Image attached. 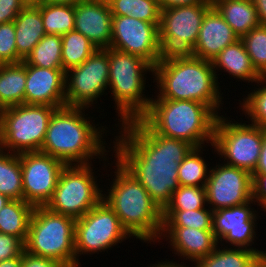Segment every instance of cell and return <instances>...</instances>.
Returning <instances> with one entry per match:
<instances>
[{"label":"cell","mask_w":266,"mask_h":267,"mask_svg":"<svg viewBox=\"0 0 266 267\" xmlns=\"http://www.w3.org/2000/svg\"><path fill=\"white\" fill-rule=\"evenodd\" d=\"M212 66L219 86L220 83L218 75H221V73L217 74L219 71L228 73L229 77L232 75L233 78H236L237 80L240 79L238 81L242 80L248 83H256L262 78V76L253 67L251 59L241 39L231 45H228L224 50H222L213 59Z\"/></svg>","instance_id":"obj_22"},{"label":"cell","mask_w":266,"mask_h":267,"mask_svg":"<svg viewBox=\"0 0 266 267\" xmlns=\"http://www.w3.org/2000/svg\"><path fill=\"white\" fill-rule=\"evenodd\" d=\"M205 206H208L205 187L180 185L163 210H198Z\"/></svg>","instance_id":"obj_36"},{"label":"cell","mask_w":266,"mask_h":267,"mask_svg":"<svg viewBox=\"0 0 266 267\" xmlns=\"http://www.w3.org/2000/svg\"><path fill=\"white\" fill-rule=\"evenodd\" d=\"M27 5L29 4H38L39 2H42L43 0H24Z\"/></svg>","instance_id":"obj_51"},{"label":"cell","mask_w":266,"mask_h":267,"mask_svg":"<svg viewBox=\"0 0 266 267\" xmlns=\"http://www.w3.org/2000/svg\"><path fill=\"white\" fill-rule=\"evenodd\" d=\"M58 261L52 258H46L31 254L25 249L22 253V267H61Z\"/></svg>","instance_id":"obj_42"},{"label":"cell","mask_w":266,"mask_h":267,"mask_svg":"<svg viewBox=\"0 0 266 267\" xmlns=\"http://www.w3.org/2000/svg\"><path fill=\"white\" fill-rule=\"evenodd\" d=\"M34 206L19 199H10L0 210V233L18 237L24 244Z\"/></svg>","instance_id":"obj_26"},{"label":"cell","mask_w":266,"mask_h":267,"mask_svg":"<svg viewBox=\"0 0 266 267\" xmlns=\"http://www.w3.org/2000/svg\"><path fill=\"white\" fill-rule=\"evenodd\" d=\"M56 109L23 103L0 110L1 150L14 154L40 151Z\"/></svg>","instance_id":"obj_8"},{"label":"cell","mask_w":266,"mask_h":267,"mask_svg":"<svg viewBox=\"0 0 266 267\" xmlns=\"http://www.w3.org/2000/svg\"><path fill=\"white\" fill-rule=\"evenodd\" d=\"M10 199L3 195V194H0V210L4 207V205L9 201Z\"/></svg>","instance_id":"obj_50"},{"label":"cell","mask_w":266,"mask_h":267,"mask_svg":"<svg viewBox=\"0 0 266 267\" xmlns=\"http://www.w3.org/2000/svg\"><path fill=\"white\" fill-rule=\"evenodd\" d=\"M205 188L207 205L212 211L242 205L253 199L252 174L224 163L211 166Z\"/></svg>","instance_id":"obj_16"},{"label":"cell","mask_w":266,"mask_h":267,"mask_svg":"<svg viewBox=\"0 0 266 267\" xmlns=\"http://www.w3.org/2000/svg\"><path fill=\"white\" fill-rule=\"evenodd\" d=\"M25 244L16 236L0 233V262L20 256Z\"/></svg>","instance_id":"obj_39"},{"label":"cell","mask_w":266,"mask_h":267,"mask_svg":"<svg viewBox=\"0 0 266 267\" xmlns=\"http://www.w3.org/2000/svg\"><path fill=\"white\" fill-rule=\"evenodd\" d=\"M112 17L108 3L81 0L75 4L74 30L87 37L98 49L109 48Z\"/></svg>","instance_id":"obj_19"},{"label":"cell","mask_w":266,"mask_h":267,"mask_svg":"<svg viewBox=\"0 0 266 267\" xmlns=\"http://www.w3.org/2000/svg\"><path fill=\"white\" fill-rule=\"evenodd\" d=\"M23 62L39 68L63 69L61 35L46 34Z\"/></svg>","instance_id":"obj_30"},{"label":"cell","mask_w":266,"mask_h":267,"mask_svg":"<svg viewBox=\"0 0 266 267\" xmlns=\"http://www.w3.org/2000/svg\"><path fill=\"white\" fill-rule=\"evenodd\" d=\"M114 163V178L108 192L104 191L103 200L131 237L150 244L159 242L163 231L162 210L132 174L117 160Z\"/></svg>","instance_id":"obj_4"},{"label":"cell","mask_w":266,"mask_h":267,"mask_svg":"<svg viewBox=\"0 0 266 267\" xmlns=\"http://www.w3.org/2000/svg\"><path fill=\"white\" fill-rule=\"evenodd\" d=\"M120 127L112 144L115 159L147 190L163 210L180 186L178 166L194 148L189 142L156 134L142 119Z\"/></svg>","instance_id":"obj_1"},{"label":"cell","mask_w":266,"mask_h":267,"mask_svg":"<svg viewBox=\"0 0 266 267\" xmlns=\"http://www.w3.org/2000/svg\"><path fill=\"white\" fill-rule=\"evenodd\" d=\"M86 109L89 110L75 106L57 108L47 126L40 152L56 157L66 165L91 164L97 157L99 161L109 162V150L105 149L107 143L103 139L108 135V127L94 124L95 120L84 112Z\"/></svg>","instance_id":"obj_2"},{"label":"cell","mask_w":266,"mask_h":267,"mask_svg":"<svg viewBox=\"0 0 266 267\" xmlns=\"http://www.w3.org/2000/svg\"><path fill=\"white\" fill-rule=\"evenodd\" d=\"M212 3H196L160 10L159 41L163 56L190 53Z\"/></svg>","instance_id":"obj_12"},{"label":"cell","mask_w":266,"mask_h":267,"mask_svg":"<svg viewBox=\"0 0 266 267\" xmlns=\"http://www.w3.org/2000/svg\"><path fill=\"white\" fill-rule=\"evenodd\" d=\"M131 236L123 228L119 217L102 200L75 223V253L76 263L79 257L110 250L117 243L130 239ZM113 246V247H112ZM108 249V250H107ZM79 260V261H78Z\"/></svg>","instance_id":"obj_11"},{"label":"cell","mask_w":266,"mask_h":267,"mask_svg":"<svg viewBox=\"0 0 266 267\" xmlns=\"http://www.w3.org/2000/svg\"><path fill=\"white\" fill-rule=\"evenodd\" d=\"M76 219L37 206L32 213L25 250L52 258L62 265L76 264Z\"/></svg>","instance_id":"obj_7"},{"label":"cell","mask_w":266,"mask_h":267,"mask_svg":"<svg viewBox=\"0 0 266 267\" xmlns=\"http://www.w3.org/2000/svg\"><path fill=\"white\" fill-rule=\"evenodd\" d=\"M256 83L259 88L254 87L255 90L247 92V96L242 98L243 102H239V110L244 111L249 122L266 130V77Z\"/></svg>","instance_id":"obj_35"},{"label":"cell","mask_w":266,"mask_h":267,"mask_svg":"<svg viewBox=\"0 0 266 267\" xmlns=\"http://www.w3.org/2000/svg\"><path fill=\"white\" fill-rule=\"evenodd\" d=\"M209 206L198 210H162L163 226H182L212 230L213 211Z\"/></svg>","instance_id":"obj_34"},{"label":"cell","mask_w":266,"mask_h":267,"mask_svg":"<svg viewBox=\"0 0 266 267\" xmlns=\"http://www.w3.org/2000/svg\"><path fill=\"white\" fill-rule=\"evenodd\" d=\"M181 263H183V264H181ZM181 263L175 262L173 260L169 261V260L165 259V261H162V260H161V262L158 261L157 263L151 264L148 267H189L190 266V265L186 266V263H184V262H181Z\"/></svg>","instance_id":"obj_46"},{"label":"cell","mask_w":266,"mask_h":267,"mask_svg":"<svg viewBox=\"0 0 266 267\" xmlns=\"http://www.w3.org/2000/svg\"><path fill=\"white\" fill-rule=\"evenodd\" d=\"M252 174H266V130L263 136L262 148L259 155L258 163Z\"/></svg>","instance_id":"obj_44"},{"label":"cell","mask_w":266,"mask_h":267,"mask_svg":"<svg viewBox=\"0 0 266 267\" xmlns=\"http://www.w3.org/2000/svg\"><path fill=\"white\" fill-rule=\"evenodd\" d=\"M113 16L137 18L145 22H160L158 0H109Z\"/></svg>","instance_id":"obj_33"},{"label":"cell","mask_w":266,"mask_h":267,"mask_svg":"<svg viewBox=\"0 0 266 267\" xmlns=\"http://www.w3.org/2000/svg\"><path fill=\"white\" fill-rule=\"evenodd\" d=\"M15 41L18 55L24 60L46 35L40 9L27 5L14 20Z\"/></svg>","instance_id":"obj_23"},{"label":"cell","mask_w":266,"mask_h":267,"mask_svg":"<svg viewBox=\"0 0 266 267\" xmlns=\"http://www.w3.org/2000/svg\"><path fill=\"white\" fill-rule=\"evenodd\" d=\"M229 247H220L218 244L213 252L191 267H254L259 253L246 248Z\"/></svg>","instance_id":"obj_27"},{"label":"cell","mask_w":266,"mask_h":267,"mask_svg":"<svg viewBox=\"0 0 266 267\" xmlns=\"http://www.w3.org/2000/svg\"><path fill=\"white\" fill-rule=\"evenodd\" d=\"M166 238L175 255L194 262L213 252L219 244L212 230H200L182 226H163L160 240Z\"/></svg>","instance_id":"obj_20"},{"label":"cell","mask_w":266,"mask_h":267,"mask_svg":"<svg viewBox=\"0 0 266 267\" xmlns=\"http://www.w3.org/2000/svg\"><path fill=\"white\" fill-rule=\"evenodd\" d=\"M159 24L160 22H145L132 17L113 16L110 47L141 57L154 67L163 58Z\"/></svg>","instance_id":"obj_14"},{"label":"cell","mask_w":266,"mask_h":267,"mask_svg":"<svg viewBox=\"0 0 266 267\" xmlns=\"http://www.w3.org/2000/svg\"><path fill=\"white\" fill-rule=\"evenodd\" d=\"M84 1H94V2H104V3L109 2V0H84Z\"/></svg>","instance_id":"obj_53"},{"label":"cell","mask_w":266,"mask_h":267,"mask_svg":"<svg viewBox=\"0 0 266 267\" xmlns=\"http://www.w3.org/2000/svg\"><path fill=\"white\" fill-rule=\"evenodd\" d=\"M237 40L239 38L233 29L212 7L203 18L197 42L189 54L212 62L222 50Z\"/></svg>","instance_id":"obj_21"},{"label":"cell","mask_w":266,"mask_h":267,"mask_svg":"<svg viewBox=\"0 0 266 267\" xmlns=\"http://www.w3.org/2000/svg\"><path fill=\"white\" fill-rule=\"evenodd\" d=\"M23 200L34 207L46 206L53 196L65 163L43 152L19 154Z\"/></svg>","instance_id":"obj_15"},{"label":"cell","mask_w":266,"mask_h":267,"mask_svg":"<svg viewBox=\"0 0 266 267\" xmlns=\"http://www.w3.org/2000/svg\"><path fill=\"white\" fill-rule=\"evenodd\" d=\"M253 200L256 205L266 207V174H252Z\"/></svg>","instance_id":"obj_41"},{"label":"cell","mask_w":266,"mask_h":267,"mask_svg":"<svg viewBox=\"0 0 266 267\" xmlns=\"http://www.w3.org/2000/svg\"><path fill=\"white\" fill-rule=\"evenodd\" d=\"M26 6L24 0H0V24L14 21Z\"/></svg>","instance_id":"obj_40"},{"label":"cell","mask_w":266,"mask_h":267,"mask_svg":"<svg viewBox=\"0 0 266 267\" xmlns=\"http://www.w3.org/2000/svg\"><path fill=\"white\" fill-rule=\"evenodd\" d=\"M65 77L63 69L39 68L26 64L24 104L66 106Z\"/></svg>","instance_id":"obj_18"},{"label":"cell","mask_w":266,"mask_h":267,"mask_svg":"<svg viewBox=\"0 0 266 267\" xmlns=\"http://www.w3.org/2000/svg\"><path fill=\"white\" fill-rule=\"evenodd\" d=\"M241 40L253 67L262 77H266V26L251 29Z\"/></svg>","instance_id":"obj_37"},{"label":"cell","mask_w":266,"mask_h":267,"mask_svg":"<svg viewBox=\"0 0 266 267\" xmlns=\"http://www.w3.org/2000/svg\"><path fill=\"white\" fill-rule=\"evenodd\" d=\"M212 5L239 39L260 25L252 0H213Z\"/></svg>","instance_id":"obj_24"},{"label":"cell","mask_w":266,"mask_h":267,"mask_svg":"<svg viewBox=\"0 0 266 267\" xmlns=\"http://www.w3.org/2000/svg\"><path fill=\"white\" fill-rule=\"evenodd\" d=\"M252 3L256 8L259 24L266 26V0H252Z\"/></svg>","instance_id":"obj_45"},{"label":"cell","mask_w":266,"mask_h":267,"mask_svg":"<svg viewBox=\"0 0 266 267\" xmlns=\"http://www.w3.org/2000/svg\"><path fill=\"white\" fill-rule=\"evenodd\" d=\"M26 64H0V110L24 103Z\"/></svg>","instance_id":"obj_25"},{"label":"cell","mask_w":266,"mask_h":267,"mask_svg":"<svg viewBox=\"0 0 266 267\" xmlns=\"http://www.w3.org/2000/svg\"><path fill=\"white\" fill-rule=\"evenodd\" d=\"M35 5L40 9L46 34L63 35L74 30L75 5L46 1Z\"/></svg>","instance_id":"obj_28"},{"label":"cell","mask_w":266,"mask_h":267,"mask_svg":"<svg viewBox=\"0 0 266 267\" xmlns=\"http://www.w3.org/2000/svg\"><path fill=\"white\" fill-rule=\"evenodd\" d=\"M22 61L17 53L14 21L0 24V64H17Z\"/></svg>","instance_id":"obj_38"},{"label":"cell","mask_w":266,"mask_h":267,"mask_svg":"<svg viewBox=\"0 0 266 267\" xmlns=\"http://www.w3.org/2000/svg\"><path fill=\"white\" fill-rule=\"evenodd\" d=\"M109 54V88L115 102L118 124L141 119L149 110L152 97L145 95L146 75L154 67L141 57L111 47ZM122 122V123H121Z\"/></svg>","instance_id":"obj_6"},{"label":"cell","mask_w":266,"mask_h":267,"mask_svg":"<svg viewBox=\"0 0 266 267\" xmlns=\"http://www.w3.org/2000/svg\"><path fill=\"white\" fill-rule=\"evenodd\" d=\"M109 86V54L106 49H96L81 65L66 71V106L86 107L98 103ZM101 96V97H100Z\"/></svg>","instance_id":"obj_13"},{"label":"cell","mask_w":266,"mask_h":267,"mask_svg":"<svg viewBox=\"0 0 266 267\" xmlns=\"http://www.w3.org/2000/svg\"><path fill=\"white\" fill-rule=\"evenodd\" d=\"M218 116L201 102L152 99L148 112L141 119L158 135L202 147L205 143L213 144Z\"/></svg>","instance_id":"obj_5"},{"label":"cell","mask_w":266,"mask_h":267,"mask_svg":"<svg viewBox=\"0 0 266 267\" xmlns=\"http://www.w3.org/2000/svg\"><path fill=\"white\" fill-rule=\"evenodd\" d=\"M251 203L254 206L256 204L252 199L242 205L213 211L212 231L217 242L221 243L220 246L228 243L230 246L246 248L262 255L266 253L265 250L252 247L258 235L255 228H258L256 219L259 215Z\"/></svg>","instance_id":"obj_17"},{"label":"cell","mask_w":266,"mask_h":267,"mask_svg":"<svg viewBox=\"0 0 266 267\" xmlns=\"http://www.w3.org/2000/svg\"><path fill=\"white\" fill-rule=\"evenodd\" d=\"M0 194L23 200L22 169L19 154L0 150Z\"/></svg>","instance_id":"obj_29"},{"label":"cell","mask_w":266,"mask_h":267,"mask_svg":"<svg viewBox=\"0 0 266 267\" xmlns=\"http://www.w3.org/2000/svg\"><path fill=\"white\" fill-rule=\"evenodd\" d=\"M82 266L81 263L71 264V265H62L61 267H80Z\"/></svg>","instance_id":"obj_52"},{"label":"cell","mask_w":266,"mask_h":267,"mask_svg":"<svg viewBox=\"0 0 266 267\" xmlns=\"http://www.w3.org/2000/svg\"><path fill=\"white\" fill-rule=\"evenodd\" d=\"M254 267H266V253L259 255V257L256 259Z\"/></svg>","instance_id":"obj_49"},{"label":"cell","mask_w":266,"mask_h":267,"mask_svg":"<svg viewBox=\"0 0 266 267\" xmlns=\"http://www.w3.org/2000/svg\"><path fill=\"white\" fill-rule=\"evenodd\" d=\"M0 267H22V254L0 262Z\"/></svg>","instance_id":"obj_47"},{"label":"cell","mask_w":266,"mask_h":267,"mask_svg":"<svg viewBox=\"0 0 266 267\" xmlns=\"http://www.w3.org/2000/svg\"><path fill=\"white\" fill-rule=\"evenodd\" d=\"M43 1H46V2L52 3V4H70V5H75V4H77L81 0H43Z\"/></svg>","instance_id":"obj_48"},{"label":"cell","mask_w":266,"mask_h":267,"mask_svg":"<svg viewBox=\"0 0 266 267\" xmlns=\"http://www.w3.org/2000/svg\"><path fill=\"white\" fill-rule=\"evenodd\" d=\"M219 115L216 121L213 154L219 155L226 165L255 171L262 148L265 129L254 124L237 122L235 119ZM226 162V163H225Z\"/></svg>","instance_id":"obj_10"},{"label":"cell","mask_w":266,"mask_h":267,"mask_svg":"<svg viewBox=\"0 0 266 267\" xmlns=\"http://www.w3.org/2000/svg\"><path fill=\"white\" fill-rule=\"evenodd\" d=\"M62 68L67 70L81 65L98 49L87 37L76 30L61 35Z\"/></svg>","instance_id":"obj_31"},{"label":"cell","mask_w":266,"mask_h":267,"mask_svg":"<svg viewBox=\"0 0 266 267\" xmlns=\"http://www.w3.org/2000/svg\"><path fill=\"white\" fill-rule=\"evenodd\" d=\"M154 82L157 88L154 94L158 93L155 97L152 94V99L201 102L210 106L218 115L223 110V92L211 61L189 53L165 55L154 66Z\"/></svg>","instance_id":"obj_3"},{"label":"cell","mask_w":266,"mask_h":267,"mask_svg":"<svg viewBox=\"0 0 266 267\" xmlns=\"http://www.w3.org/2000/svg\"><path fill=\"white\" fill-rule=\"evenodd\" d=\"M93 164L66 165L62 170L53 196L46 204L50 211L81 218L103 200ZM102 189V190H101Z\"/></svg>","instance_id":"obj_9"},{"label":"cell","mask_w":266,"mask_h":267,"mask_svg":"<svg viewBox=\"0 0 266 267\" xmlns=\"http://www.w3.org/2000/svg\"><path fill=\"white\" fill-rule=\"evenodd\" d=\"M213 0H158L160 9L182 6V5H192L196 3H212Z\"/></svg>","instance_id":"obj_43"},{"label":"cell","mask_w":266,"mask_h":267,"mask_svg":"<svg viewBox=\"0 0 266 267\" xmlns=\"http://www.w3.org/2000/svg\"><path fill=\"white\" fill-rule=\"evenodd\" d=\"M194 147L178 166V181L181 186L205 187L209 172L208 163L202 157L205 149Z\"/></svg>","instance_id":"obj_32"}]
</instances>
